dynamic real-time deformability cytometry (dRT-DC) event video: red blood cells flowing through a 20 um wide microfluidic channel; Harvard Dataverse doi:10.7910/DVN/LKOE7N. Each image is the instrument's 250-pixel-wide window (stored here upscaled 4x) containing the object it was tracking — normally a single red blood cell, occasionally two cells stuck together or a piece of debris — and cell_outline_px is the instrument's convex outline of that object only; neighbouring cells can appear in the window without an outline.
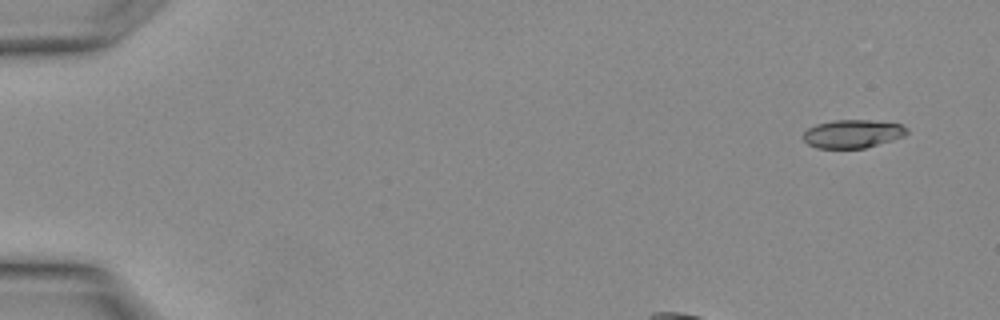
{"species": "Egyptian fruit bat (a non-hibernating species)", "species_latin": "Rousettus aegyptiacus", "temperature_condition": "warm", "stored_images_in_passage": 16, "camera_frame_rate_fps": 3000, "um_per_image_px": 0.085, "animal": {"sex": "female"}, "frame": {"image": 1, "passage_image": 1, "time_ms": 0.0, "image_size_px": [1000, 320], "cell_outline_px": [[908, 132], [904, 136], [892, 140], [864, 148], [816, 148], [808, 144], [804, 140], [804, 132], [808, 128], [816, 124], [836, 120], [868, 120], [900, 124], [908, 128]], "centroid_in_image_um": [72.47, 11.37], "position_along_channel_um": 12.5, "area_um2": 16.94}}